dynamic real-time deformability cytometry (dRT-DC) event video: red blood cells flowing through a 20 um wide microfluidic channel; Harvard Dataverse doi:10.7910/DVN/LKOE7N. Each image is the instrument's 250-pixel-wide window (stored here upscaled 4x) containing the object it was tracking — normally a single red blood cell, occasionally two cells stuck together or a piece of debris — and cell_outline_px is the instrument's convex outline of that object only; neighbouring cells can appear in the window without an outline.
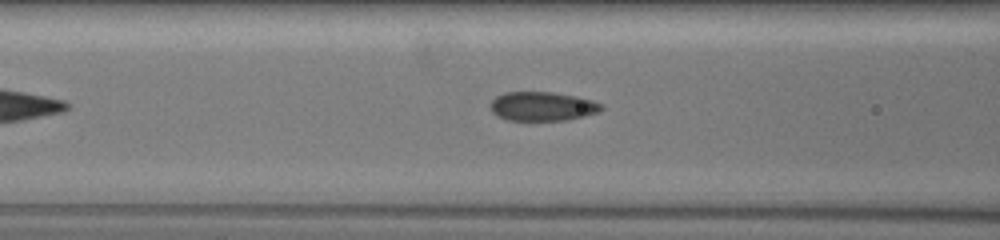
{"species": "common noctule bat (a hibernating species)", "species_latin": "Nyctalus noctula", "temperature_condition": "warm", "stored_images_in_passage": 7, "camera_frame_rate_fps": 3000, "um_per_image_px": 0.085, "animal": {"sex": "female", "body_mass_g": 19.5, "forearm_length_mm": 54.1}, "frame": {"image": 1, "passage_image": 4, "time_ms": 1.667, "image_size_px": [1000, 240], "cell_outline_px": [[604, 108], [596, 112], [584, 116], [568, 120], [508, 120], [492, 112], [492, 100], [496, 96], [504, 92], [552, 92], [576, 96], [592, 100], [600, 104]], "centroid_in_image_um": [46.11, 9.03], "position_along_channel_um": 120.5, "area_um2": 18.55}}
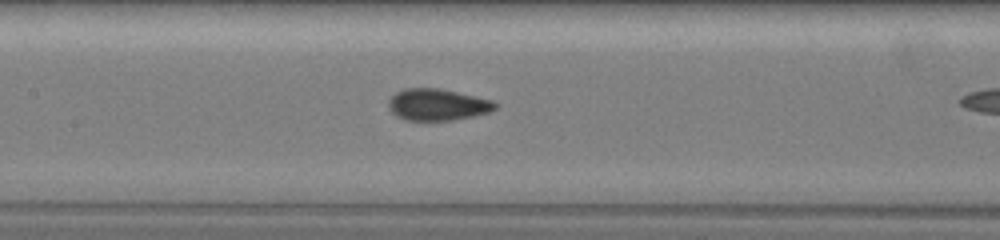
{"frame": {"image": 2, "passage_image": 6, "time_ms": 3.0, "image_size_px": [1000, 240], "cell_outline_px": [[496, 108], [488, 112], [472, 116], [452, 120], [404, 120], [396, 116], [392, 112], [388, 104], [388, 100], [396, 92], [404, 88], [436, 88], [456, 92], [492, 100], [496, 104]], "centroid_in_image_um": [37.14, 8.89], "position_along_channel_um": 170.3, "area_um2": 19.42}}